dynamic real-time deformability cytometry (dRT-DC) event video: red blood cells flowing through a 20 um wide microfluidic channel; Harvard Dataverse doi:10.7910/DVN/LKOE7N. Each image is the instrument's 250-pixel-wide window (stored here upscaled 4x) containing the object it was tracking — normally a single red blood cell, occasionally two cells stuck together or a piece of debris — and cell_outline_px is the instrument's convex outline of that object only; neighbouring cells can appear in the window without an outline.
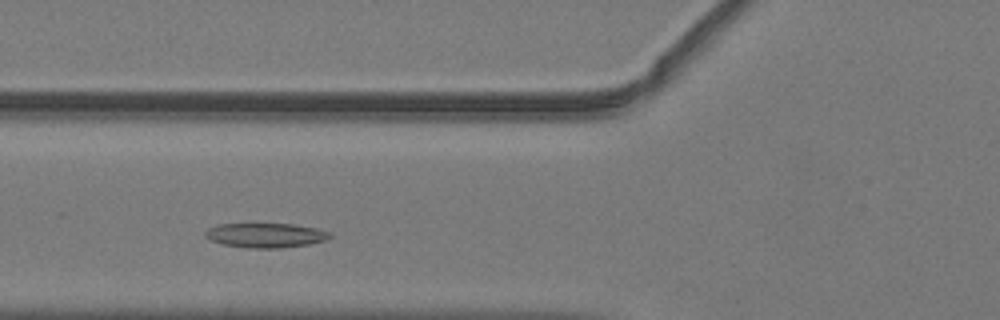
{"species": "common noctule bat (a hibernating species)", "species_latin": "Nyctalus noctula", "temperature_condition": "warm", "stored_images_in_passage": 38, "camera_frame_rate_fps": 3000, "um_per_image_px": 0.085, "animal": {"sex": "male", "body_mass_g": 19.2, "forearm_length_mm": 51.8}, "frame": {"image": 1, "passage_image": 6, "time_ms": 1.667, "image_size_px": [1000, 320], "cell_outline_px": [[332, 236], [328, 240], [308, 244], [280, 248], [248, 248], [224, 244], [212, 240], [204, 236], [204, 232], [208, 228], [216, 224], [292, 224], [316, 228], [328, 232]], "centroid_in_image_um": [22.57, 20.0], "position_along_channel_um": 103.2, "area_um2": 17.74}}
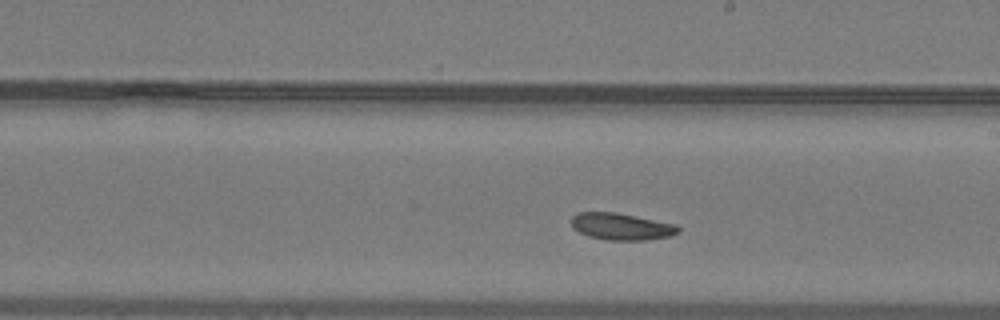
{"frame": {"image": 2, "passage_image": 16, "time_ms": 5.0, "image_size_px": [1000, 320], "cell_outline_px": [[680, 232], [668, 236], [648, 240], [608, 240], [588, 236], [572, 228], [572, 216], [576, 212], [616, 212], [676, 224], [680, 228]], "centroid_in_image_um": [52.81, 19.25], "position_along_channel_um": 236.2, "area_um2": 16.76}}
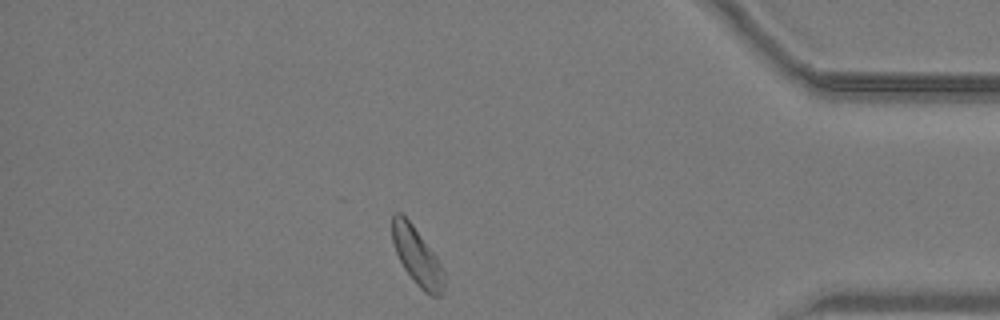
{"frame": {"image": 3, "passage_image": 31, "time_ms": 10.0, "image_size_px": [1000, 320], "cell_outline_px": [[444, 292], [440, 296], [432, 296], [424, 292], [416, 284], [404, 268], [396, 252], [392, 240], [392, 216], [396, 212], [400, 212], [412, 224], [436, 256], [444, 272]], "centroid_in_image_um": [35.45, 21.81], "position_along_channel_um": 399.7, "area_um2": 17.22}, "authors_computed_cell_mechanics": {"area_um2": 17.1088, "velocity_mm_per_s": 3.9822, "shape_relaxation_time_tau1_ms": 8.494, "shape_relaxation_time_tau2_ms": null, "deformation_change_tau1": 0.1347, "deformation_change_tau2": null}}